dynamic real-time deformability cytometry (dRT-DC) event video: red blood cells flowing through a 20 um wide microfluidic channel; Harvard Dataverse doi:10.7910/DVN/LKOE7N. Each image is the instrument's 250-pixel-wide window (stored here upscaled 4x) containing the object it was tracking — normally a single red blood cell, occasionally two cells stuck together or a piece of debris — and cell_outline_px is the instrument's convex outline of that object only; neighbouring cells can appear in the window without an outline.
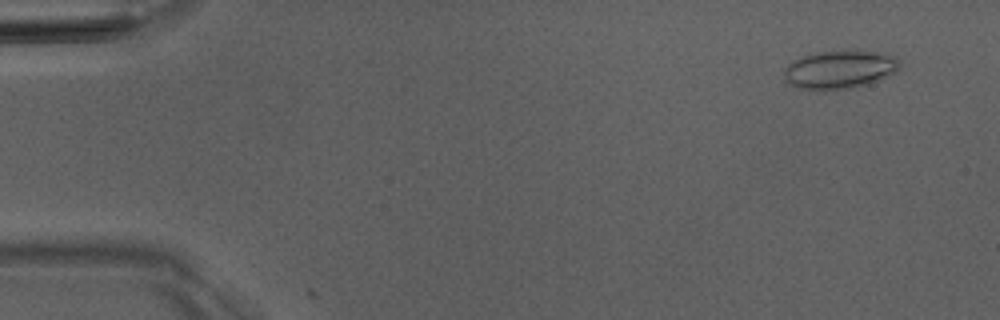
{"species": "Egyptian fruit bat (a non-hibernating species)", "species_latin": "Rousettus aegyptiacus", "temperature_condition": "room temperature", "stored_images_in_passage": 7, "camera_frame_rate_fps": 3000, "um_per_image_px": 0.085, "animal": {"sex": "male"}, "frame": {"image": 1, "passage_image": 1, "time_ms": 0.0, "image_size_px": [1000, 320], "cell_outline_px": [[900, 64], [892, 72], [880, 80], [868, 84], [852, 88], [824, 92], [796, 88], [784, 80], [784, 68], [792, 60], [816, 52], [872, 52], [896, 56], [900, 60]], "centroid_in_image_um": [71.29, 5.96], "position_along_channel_um": 13.7, "area_um2": 25.78}}